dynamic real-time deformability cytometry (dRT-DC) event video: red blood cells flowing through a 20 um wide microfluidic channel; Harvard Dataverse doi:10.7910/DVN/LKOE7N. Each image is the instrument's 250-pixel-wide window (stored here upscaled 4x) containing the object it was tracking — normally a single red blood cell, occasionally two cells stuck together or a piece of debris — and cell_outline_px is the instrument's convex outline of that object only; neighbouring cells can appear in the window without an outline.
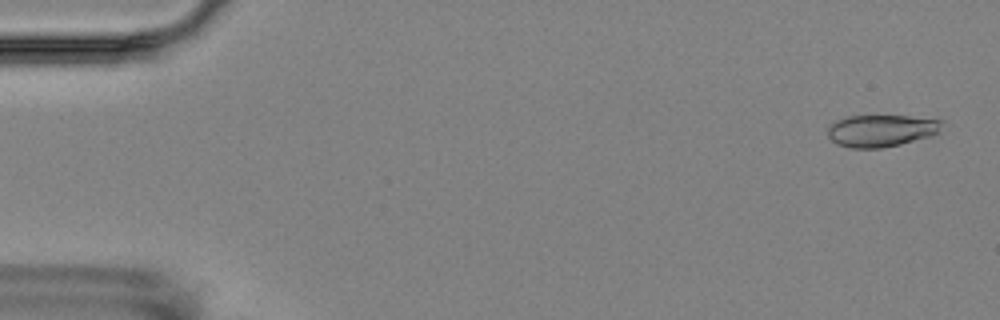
{"species": "Egyptian fruit bat (a non-hibernating species)", "species_latin": "Rousettus aegyptiacus", "temperature_condition": "room temperature", "stored_images_in_passage": 5, "camera_frame_rate_fps": 3000, "um_per_image_px": 0.085, "animal": {"sex": "female"}, "frame": {"image": 1, "passage_image": 1, "time_ms": 0.0, "image_size_px": [1000, 320], "cell_outline_px": [[944, 120], [940, 132], [932, 136], [900, 144], [880, 148], [848, 148], [836, 144], [828, 136], [828, 128], [836, 120], [848, 116], [908, 116]], "centroid_in_image_um": [74.93, 11.11], "position_along_channel_um": 10.1, "area_um2": 21.44}}
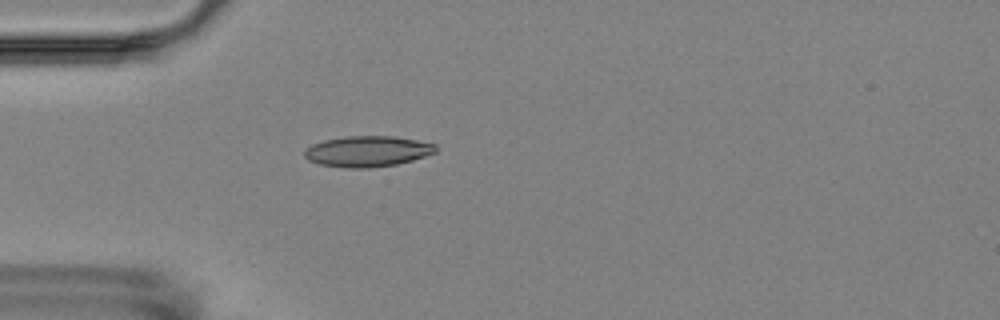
{"frame": {"image": 2, "passage_image": 5, "time_ms": 4.667, "image_size_px": [1000, 320], "cell_outline_px": [[436, 152], [412, 160], [396, 164], [368, 168], [348, 168], [320, 164], [308, 160], [304, 156], [304, 148], [312, 144], [324, 140], [344, 136], [392, 136], [416, 140], [436, 144]], "centroid_in_image_um": [31.2, 12.86], "position_along_channel_um": 53.8, "area_um2": 23.52}}